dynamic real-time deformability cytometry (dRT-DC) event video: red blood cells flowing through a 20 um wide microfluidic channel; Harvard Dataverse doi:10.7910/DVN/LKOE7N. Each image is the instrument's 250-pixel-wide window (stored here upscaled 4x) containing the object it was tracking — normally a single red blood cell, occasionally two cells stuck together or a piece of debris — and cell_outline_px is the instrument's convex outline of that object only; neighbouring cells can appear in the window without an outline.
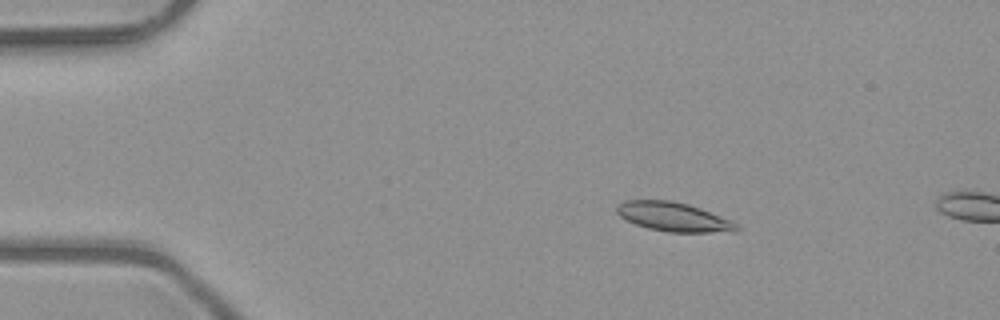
{"species": "common noctule bat (a hibernating species)", "species_latin": "Nyctalus noctula", "temperature_condition": "room temperature", "stored_images_in_passage": 2, "camera_frame_rate_fps": 3000, "um_per_image_px": 0.085, "animal": {"sex": "male", "body_mass_g": 23.1, "forearm_length_mm": 52.7}, "frame": {"image": 1, "passage_image": 1, "time_ms": 0.0, "image_size_px": [1000, 320], "cell_outline_px": [[740, 228], [736, 232], [668, 232], [648, 228], [636, 224], [620, 216], [616, 212], [616, 204], [624, 200], [672, 200], [688, 204], [700, 208], [732, 220]], "centroid_in_image_um": [57.26, 18.43], "position_along_channel_um": 27.7, "area_um2": 20.4}}